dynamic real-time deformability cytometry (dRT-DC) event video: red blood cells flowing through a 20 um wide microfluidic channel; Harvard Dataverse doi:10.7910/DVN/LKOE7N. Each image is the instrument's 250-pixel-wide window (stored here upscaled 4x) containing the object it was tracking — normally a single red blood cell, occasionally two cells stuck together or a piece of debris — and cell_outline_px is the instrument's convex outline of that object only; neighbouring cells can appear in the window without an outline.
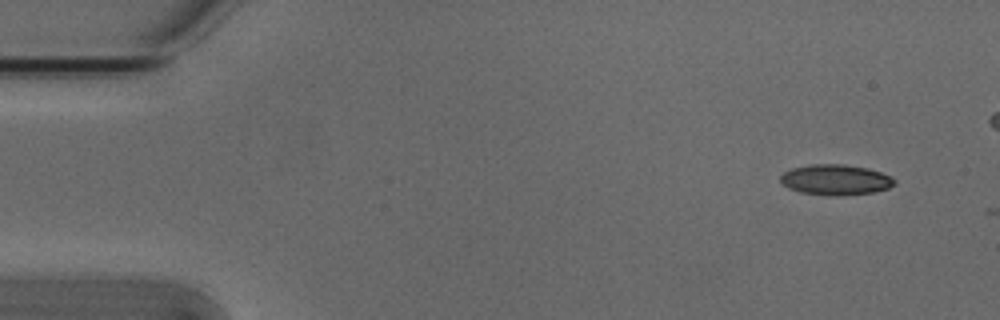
{"species": "Egyptian fruit bat (a non-hibernating species)", "species_latin": "Rousettus aegyptiacus", "temperature_condition": "cold", "stored_images_in_passage": 3, "camera_frame_rate_fps": 3000, "um_per_image_px": 0.085, "animal": {"sex": "male"}, "frame": {"image": 1, "passage_image": 1, "time_ms": 0.0, "image_size_px": [1000, 320], "cell_outline_px": [[896, 184], [888, 188], [872, 192], [840, 196], [836, 196], [800, 192], [788, 188], [780, 184], [780, 176], [784, 172], [792, 168], [812, 164], [844, 164], [868, 168], [880, 172], [896, 180]], "centroid_in_image_um": [71.0, 15.28], "position_along_channel_um": 14.0, "area_um2": 20.29}}